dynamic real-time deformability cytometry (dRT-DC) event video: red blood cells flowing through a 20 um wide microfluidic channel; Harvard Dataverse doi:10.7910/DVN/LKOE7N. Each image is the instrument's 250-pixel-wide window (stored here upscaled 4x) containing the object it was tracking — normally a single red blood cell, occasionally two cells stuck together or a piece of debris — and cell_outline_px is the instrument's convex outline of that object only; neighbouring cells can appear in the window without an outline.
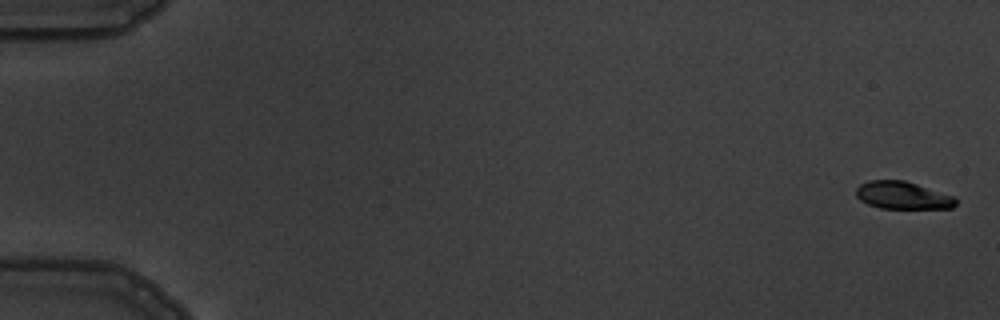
{"species": "common noctule bat (a hibernating species)", "species_latin": "Nyctalus noctula", "temperature_condition": "warm", "stored_images_in_passage": 10, "camera_frame_rate_fps": 3000, "um_per_image_px": 0.085, "animal": {"sex": "male", "body_mass_g": 19.5, "forearm_length_mm": 54.6}, "frame": {"image": 1, "passage_image": 1, "time_ms": 0.0, "image_size_px": [1000, 320], "cell_outline_px": [[956, 204], [952, 208], [880, 208], [868, 204], [860, 200], [856, 196], [856, 188], [860, 184], [868, 180], [904, 180], [956, 196]], "centroid_in_image_um": [76.73, 16.6], "position_along_channel_um": 8.3, "area_um2": 16.07}}
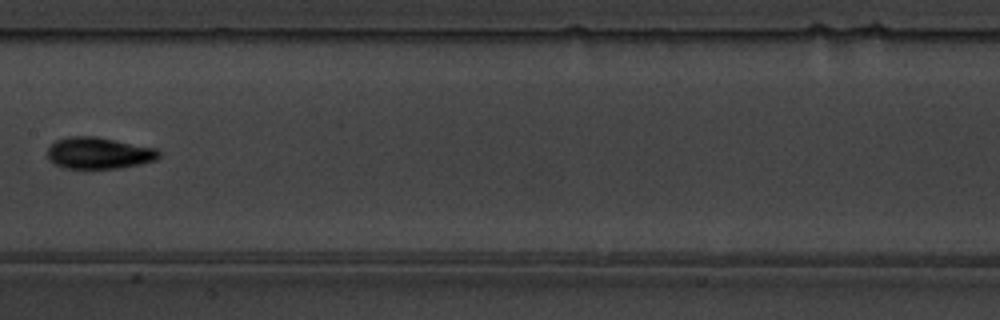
{"frame": {"image": 2, "passage_image": 9, "time_ms": 9.333, "image_size_px": [1000, 320], "cell_outline_px": [[160, 156], [156, 160], [140, 164], [116, 168], [64, 168], [52, 164], [48, 160], [48, 148], [56, 140], [68, 136], [96, 136], [156, 148], [160, 152]], "centroid_in_image_um": [8.38, 13.01], "position_along_channel_um": 199.0, "area_um2": 20.58}}
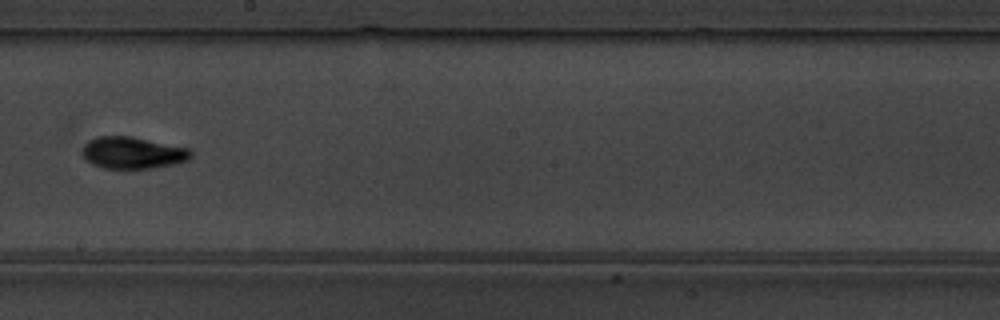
{"frame": {"image": 3, "passage_image": 10, "time_ms": 10.333, "image_size_px": [1000, 320], "cell_outline_px": [[192, 156], [188, 160], [176, 164], [152, 168], [104, 168], [92, 164], [84, 160], [80, 152], [84, 144], [88, 140], [96, 136], [132, 136], [192, 148]], "centroid_in_image_um": [11.27, 12.97], "position_along_channel_um": 236.9, "area_um2": 20.63}}